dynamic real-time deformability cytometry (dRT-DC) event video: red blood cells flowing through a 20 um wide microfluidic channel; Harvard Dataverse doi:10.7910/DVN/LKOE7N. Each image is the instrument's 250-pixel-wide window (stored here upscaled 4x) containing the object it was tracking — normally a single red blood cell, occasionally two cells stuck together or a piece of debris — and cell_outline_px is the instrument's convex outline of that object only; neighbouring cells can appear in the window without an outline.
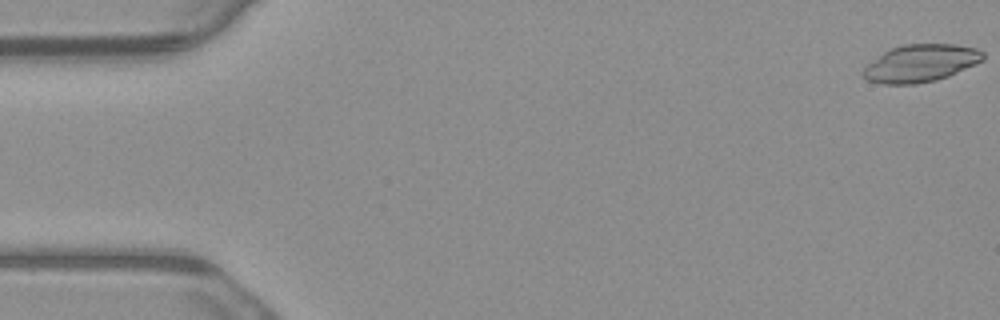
{"species": "common noctule bat (a hibernating species)", "species_latin": "Nyctalus noctula", "temperature_condition": "warm", "stored_images_in_passage": 5, "camera_frame_rate_fps": 3000, "um_per_image_px": 0.085, "animal": {"sex": "male", "body_mass_g": 23.1, "forearm_length_mm": 52.7}, "frame": {"image": 1, "passage_image": 1, "time_ms": 0.0, "image_size_px": [1000, 320], "cell_outline_px": [[984, 60], [976, 64], [948, 76], [936, 80], [916, 84], [884, 84], [868, 80], [860, 76], [860, 72], [868, 64], [884, 52], [892, 48], [904, 44], [956, 44], [976, 48], [984, 52]], "centroid_in_image_um": [78.26, 5.38], "position_along_channel_um": 6.7, "area_um2": 26.18}}